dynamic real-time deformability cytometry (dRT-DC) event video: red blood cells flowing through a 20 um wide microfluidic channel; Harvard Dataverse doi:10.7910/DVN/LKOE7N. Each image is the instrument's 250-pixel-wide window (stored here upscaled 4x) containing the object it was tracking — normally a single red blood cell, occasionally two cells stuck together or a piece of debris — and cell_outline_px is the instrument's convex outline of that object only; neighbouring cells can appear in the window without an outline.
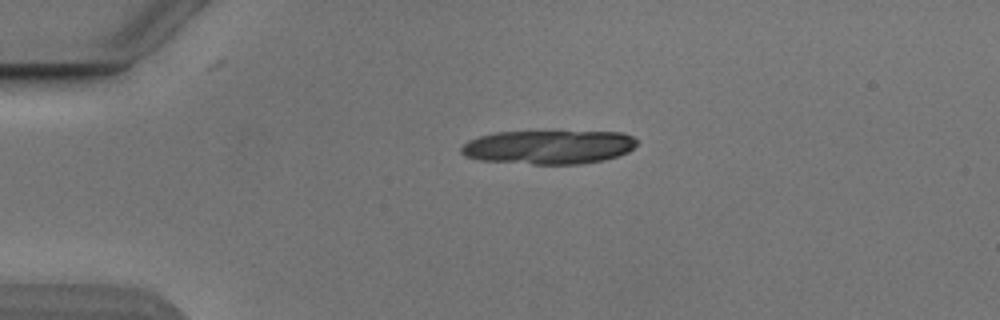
{"species": "Egyptian fruit bat (a non-hibernating species)", "species_latin": "Rousettus aegyptiacus", "temperature_condition": "cold", "stored_images_in_passage": 8, "camera_frame_rate_fps": 3000, "um_per_image_px": 0.085, "animal": {"sex": "male"}, "frame": {"image": 1, "passage_image": 1, "time_ms": 0.0, "image_size_px": [1000, 320], "cell_outline_px": [[636, 144], [628, 152], [604, 160], [580, 164], [532, 164], [476, 160], [464, 156], [460, 152], [460, 148], [468, 140], [480, 136], [496, 132], [620, 132], [632, 136], [636, 140]], "centroid_in_image_um": [46.58, 12.51], "position_along_channel_um": 38.4, "area_um2": 34.62}}